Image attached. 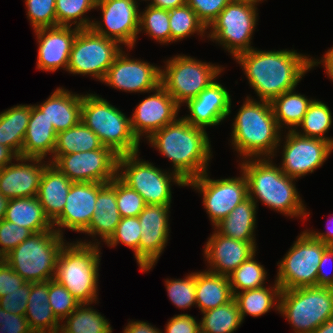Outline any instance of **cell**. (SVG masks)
<instances>
[{
	"mask_svg": "<svg viewBox=\"0 0 333 333\" xmlns=\"http://www.w3.org/2000/svg\"><path fill=\"white\" fill-rule=\"evenodd\" d=\"M234 60L241 66L258 100L270 103L284 92L296 89L312 69V58L297 50L253 48L237 55Z\"/></svg>",
	"mask_w": 333,
	"mask_h": 333,
	"instance_id": "obj_1",
	"label": "cell"
},
{
	"mask_svg": "<svg viewBox=\"0 0 333 333\" xmlns=\"http://www.w3.org/2000/svg\"><path fill=\"white\" fill-rule=\"evenodd\" d=\"M205 129L183 117L155 132L147 142L172 163L173 172L186 183L208 170L212 160L211 141Z\"/></svg>",
	"mask_w": 333,
	"mask_h": 333,
	"instance_id": "obj_2",
	"label": "cell"
},
{
	"mask_svg": "<svg viewBox=\"0 0 333 333\" xmlns=\"http://www.w3.org/2000/svg\"><path fill=\"white\" fill-rule=\"evenodd\" d=\"M272 161V158H261L239 162L238 168L247 179L248 197L257 207L260 201L268 208L290 218L307 219L310 212H307L306 205L296 188L297 179L284 174L280 166Z\"/></svg>",
	"mask_w": 333,
	"mask_h": 333,
	"instance_id": "obj_3",
	"label": "cell"
},
{
	"mask_svg": "<svg viewBox=\"0 0 333 333\" xmlns=\"http://www.w3.org/2000/svg\"><path fill=\"white\" fill-rule=\"evenodd\" d=\"M232 123L231 144L241 158L276 157L282 130L274 117L270 102L247 95ZM243 157V158H242Z\"/></svg>",
	"mask_w": 333,
	"mask_h": 333,
	"instance_id": "obj_4",
	"label": "cell"
},
{
	"mask_svg": "<svg viewBox=\"0 0 333 333\" xmlns=\"http://www.w3.org/2000/svg\"><path fill=\"white\" fill-rule=\"evenodd\" d=\"M101 245L67 242L57 259L55 280L81 304H96Z\"/></svg>",
	"mask_w": 333,
	"mask_h": 333,
	"instance_id": "obj_5",
	"label": "cell"
},
{
	"mask_svg": "<svg viewBox=\"0 0 333 333\" xmlns=\"http://www.w3.org/2000/svg\"><path fill=\"white\" fill-rule=\"evenodd\" d=\"M81 121L118 156L139 152L140 142L130 127V117L97 94H82Z\"/></svg>",
	"mask_w": 333,
	"mask_h": 333,
	"instance_id": "obj_6",
	"label": "cell"
},
{
	"mask_svg": "<svg viewBox=\"0 0 333 333\" xmlns=\"http://www.w3.org/2000/svg\"><path fill=\"white\" fill-rule=\"evenodd\" d=\"M63 238L54 228L32 234L2 259L26 282L52 280L60 251L67 242Z\"/></svg>",
	"mask_w": 333,
	"mask_h": 333,
	"instance_id": "obj_7",
	"label": "cell"
},
{
	"mask_svg": "<svg viewBox=\"0 0 333 333\" xmlns=\"http://www.w3.org/2000/svg\"><path fill=\"white\" fill-rule=\"evenodd\" d=\"M279 314L294 333H312L333 317V292L325 286L281 290Z\"/></svg>",
	"mask_w": 333,
	"mask_h": 333,
	"instance_id": "obj_8",
	"label": "cell"
},
{
	"mask_svg": "<svg viewBox=\"0 0 333 333\" xmlns=\"http://www.w3.org/2000/svg\"><path fill=\"white\" fill-rule=\"evenodd\" d=\"M117 176L137 191L147 205H171L172 183L187 185L177 173L144 161L138 153L119 156Z\"/></svg>",
	"mask_w": 333,
	"mask_h": 333,
	"instance_id": "obj_9",
	"label": "cell"
},
{
	"mask_svg": "<svg viewBox=\"0 0 333 333\" xmlns=\"http://www.w3.org/2000/svg\"><path fill=\"white\" fill-rule=\"evenodd\" d=\"M164 63L160 85L180 107L210 86L224 70L222 65L202 62L185 54L175 55Z\"/></svg>",
	"mask_w": 333,
	"mask_h": 333,
	"instance_id": "obj_10",
	"label": "cell"
},
{
	"mask_svg": "<svg viewBox=\"0 0 333 333\" xmlns=\"http://www.w3.org/2000/svg\"><path fill=\"white\" fill-rule=\"evenodd\" d=\"M258 4L251 1L231 0L207 28V38L223 46L230 56L247 52L258 22Z\"/></svg>",
	"mask_w": 333,
	"mask_h": 333,
	"instance_id": "obj_11",
	"label": "cell"
},
{
	"mask_svg": "<svg viewBox=\"0 0 333 333\" xmlns=\"http://www.w3.org/2000/svg\"><path fill=\"white\" fill-rule=\"evenodd\" d=\"M329 247L302 231L282 260L277 262L276 282L281 290L317 286L318 265Z\"/></svg>",
	"mask_w": 333,
	"mask_h": 333,
	"instance_id": "obj_12",
	"label": "cell"
},
{
	"mask_svg": "<svg viewBox=\"0 0 333 333\" xmlns=\"http://www.w3.org/2000/svg\"><path fill=\"white\" fill-rule=\"evenodd\" d=\"M122 48L117 41L96 34L91 28L80 29L71 48L67 72L89 75L102 82Z\"/></svg>",
	"mask_w": 333,
	"mask_h": 333,
	"instance_id": "obj_13",
	"label": "cell"
},
{
	"mask_svg": "<svg viewBox=\"0 0 333 333\" xmlns=\"http://www.w3.org/2000/svg\"><path fill=\"white\" fill-rule=\"evenodd\" d=\"M239 177L212 179L208 170L187 182L188 187L202 195L203 207L213 227L248 198V183L240 170Z\"/></svg>",
	"mask_w": 333,
	"mask_h": 333,
	"instance_id": "obj_14",
	"label": "cell"
},
{
	"mask_svg": "<svg viewBox=\"0 0 333 333\" xmlns=\"http://www.w3.org/2000/svg\"><path fill=\"white\" fill-rule=\"evenodd\" d=\"M119 156L102 146L86 152L53 154L50 161L72 182L109 183L117 176Z\"/></svg>",
	"mask_w": 333,
	"mask_h": 333,
	"instance_id": "obj_15",
	"label": "cell"
},
{
	"mask_svg": "<svg viewBox=\"0 0 333 333\" xmlns=\"http://www.w3.org/2000/svg\"><path fill=\"white\" fill-rule=\"evenodd\" d=\"M284 134L286 135H281L277 152L282 149V163L279 166L289 177L299 179L314 173L333 152V146L323 139L304 137L295 131H287Z\"/></svg>",
	"mask_w": 333,
	"mask_h": 333,
	"instance_id": "obj_16",
	"label": "cell"
},
{
	"mask_svg": "<svg viewBox=\"0 0 333 333\" xmlns=\"http://www.w3.org/2000/svg\"><path fill=\"white\" fill-rule=\"evenodd\" d=\"M139 4L136 0H96L95 9L102 16L101 21L94 18L91 29L131 50L138 39Z\"/></svg>",
	"mask_w": 333,
	"mask_h": 333,
	"instance_id": "obj_17",
	"label": "cell"
},
{
	"mask_svg": "<svg viewBox=\"0 0 333 333\" xmlns=\"http://www.w3.org/2000/svg\"><path fill=\"white\" fill-rule=\"evenodd\" d=\"M161 67L129 57L123 49L101 83L130 93H152L160 85Z\"/></svg>",
	"mask_w": 333,
	"mask_h": 333,
	"instance_id": "obj_18",
	"label": "cell"
},
{
	"mask_svg": "<svg viewBox=\"0 0 333 333\" xmlns=\"http://www.w3.org/2000/svg\"><path fill=\"white\" fill-rule=\"evenodd\" d=\"M170 208L171 205H146L138 215L142 232L139 242V269L142 272L154 268L170 240Z\"/></svg>",
	"mask_w": 333,
	"mask_h": 333,
	"instance_id": "obj_19",
	"label": "cell"
},
{
	"mask_svg": "<svg viewBox=\"0 0 333 333\" xmlns=\"http://www.w3.org/2000/svg\"><path fill=\"white\" fill-rule=\"evenodd\" d=\"M152 92L140 101L130 116L131 130L139 142L142 137L148 140L179 116L181 107L161 85Z\"/></svg>",
	"mask_w": 333,
	"mask_h": 333,
	"instance_id": "obj_20",
	"label": "cell"
},
{
	"mask_svg": "<svg viewBox=\"0 0 333 333\" xmlns=\"http://www.w3.org/2000/svg\"><path fill=\"white\" fill-rule=\"evenodd\" d=\"M79 30L62 25L34 30L38 44L36 69L45 72L58 69L67 71L71 48Z\"/></svg>",
	"mask_w": 333,
	"mask_h": 333,
	"instance_id": "obj_21",
	"label": "cell"
},
{
	"mask_svg": "<svg viewBox=\"0 0 333 333\" xmlns=\"http://www.w3.org/2000/svg\"><path fill=\"white\" fill-rule=\"evenodd\" d=\"M99 183L72 182L61 215L52 223L53 228L64 236L65 228L82 233L90 224L94 211Z\"/></svg>",
	"mask_w": 333,
	"mask_h": 333,
	"instance_id": "obj_22",
	"label": "cell"
},
{
	"mask_svg": "<svg viewBox=\"0 0 333 333\" xmlns=\"http://www.w3.org/2000/svg\"><path fill=\"white\" fill-rule=\"evenodd\" d=\"M231 103L229 90L215 80L198 96L185 103L189 114L183 118L191 125L206 130L207 127L218 126L228 118L232 110Z\"/></svg>",
	"mask_w": 333,
	"mask_h": 333,
	"instance_id": "obj_23",
	"label": "cell"
},
{
	"mask_svg": "<svg viewBox=\"0 0 333 333\" xmlns=\"http://www.w3.org/2000/svg\"><path fill=\"white\" fill-rule=\"evenodd\" d=\"M15 162L0 170V193L8 199L37 196L42 174L50 161L19 156Z\"/></svg>",
	"mask_w": 333,
	"mask_h": 333,
	"instance_id": "obj_24",
	"label": "cell"
},
{
	"mask_svg": "<svg viewBox=\"0 0 333 333\" xmlns=\"http://www.w3.org/2000/svg\"><path fill=\"white\" fill-rule=\"evenodd\" d=\"M208 238L203 255L210 272L229 276L245 260L257 252L256 242H242L220 234L214 227Z\"/></svg>",
	"mask_w": 333,
	"mask_h": 333,
	"instance_id": "obj_25",
	"label": "cell"
},
{
	"mask_svg": "<svg viewBox=\"0 0 333 333\" xmlns=\"http://www.w3.org/2000/svg\"><path fill=\"white\" fill-rule=\"evenodd\" d=\"M121 216L116 203V177L109 183H99V193L95 203V211L89 226L82 232L88 234L93 241L80 239L77 242L83 244L101 243L94 238H99L106 242L114 233L116 226L120 222ZM97 236V237H96Z\"/></svg>",
	"mask_w": 333,
	"mask_h": 333,
	"instance_id": "obj_26",
	"label": "cell"
},
{
	"mask_svg": "<svg viewBox=\"0 0 333 333\" xmlns=\"http://www.w3.org/2000/svg\"><path fill=\"white\" fill-rule=\"evenodd\" d=\"M35 106L45 114L58 133L81 121L82 94L57 87L43 103Z\"/></svg>",
	"mask_w": 333,
	"mask_h": 333,
	"instance_id": "obj_27",
	"label": "cell"
},
{
	"mask_svg": "<svg viewBox=\"0 0 333 333\" xmlns=\"http://www.w3.org/2000/svg\"><path fill=\"white\" fill-rule=\"evenodd\" d=\"M57 132L54 126L35 105H31V114L20 157L47 159L53 158Z\"/></svg>",
	"mask_w": 333,
	"mask_h": 333,
	"instance_id": "obj_28",
	"label": "cell"
},
{
	"mask_svg": "<svg viewBox=\"0 0 333 333\" xmlns=\"http://www.w3.org/2000/svg\"><path fill=\"white\" fill-rule=\"evenodd\" d=\"M72 181L51 162L42 174L37 198L53 223L62 213Z\"/></svg>",
	"mask_w": 333,
	"mask_h": 333,
	"instance_id": "obj_29",
	"label": "cell"
},
{
	"mask_svg": "<svg viewBox=\"0 0 333 333\" xmlns=\"http://www.w3.org/2000/svg\"><path fill=\"white\" fill-rule=\"evenodd\" d=\"M25 317L33 333H57L61 321L48 301V281L31 283Z\"/></svg>",
	"mask_w": 333,
	"mask_h": 333,
	"instance_id": "obj_30",
	"label": "cell"
},
{
	"mask_svg": "<svg viewBox=\"0 0 333 333\" xmlns=\"http://www.w3.org/2000/svg\"><path fill=\"white\" fill-rule=\"evenodd\" d=\"M196 306L201 313L230 302L234 295L229 277L208 270L195 272Z\"/></svg>",
	"mask_w": 333,
	"mask_h": 333,
	"instance_id": "obj_31",
	"label": "cell"
},
{
	"mask_svg": "<svg viewBox=\"0 0 333 333\" xmlns=\"http://www.w3.org/2000/svg\"><path fill=\"white\" fill-rule=\"evenodd\" d=\"M257 205L251 198L238 204L214 228L222 235L242 242H256Z\"/></svg>",
	"mask_w": 333,
	"mask_h": 333,
	"instance_id": "obj_32",
	"label": "cell"
},
{
	"mask_svg": "<svg viewBox=\"0 0 333 333\" xmlns=\"http://www.w3.org/2000/svg\"><path fill=\"white\" fill-rule=\"evenodd\" d=\"M4 220L27 228L33 234L53 229L37 196L9 199Z\"/></svg>",
	"mask_w": 333,
	"mask_h": 333,
	"instance_id": "obj_33",
	"label": "cell"
},
{
	"mask_svg": "<svg viewBox=\"0 0 333 333\" xmlns=\"http://www.w3.org/2000/svg\"><path fill=\"white\" fill-rule=\"evenodd\" d=\"M31 114V104H19L0 112V144L20 156Z\"/></svg>",
	"mask_w": 333,
	"mask_h": 333,
	"instance_id": "obj_34",
	"label": "cell"
},
{
	"mask_svg": "<svg viewBox=\"0 0 333 333\" xmlns=\"http://www.w3.org/2000/svg\"><path fill=\"white\" fill-rule=\"evenodd\" d=\"M281 287L274 281L273 285L259 287L251 290H245L234 294V300L242 320L246 315L252 317H261L272 308L279 313Z\"/></svg>",
	"mask_w": 333,
	"mask_h": 333,
	"instance_id": "obj_35",
	"label": "cell"
},
{
	"mask_svg": "<svg viewBox=\"0 0 333 333\" xmlns=\"http://www.w3.org/2000/svg\"><path fill=\"white\" fill-rule=\"evenodd\" d=\"M295 90L284 92L271 102L274 117L282 131L283 128L294 131L302 122L308 106L313 100L304 94H298Z\"/></svg>",
	"mask_w": 333,
	"mask_h": 333,
	"instance_id": "obj_36",
	"label": "cell"
},
{
	"mask_svg": "<svg viewBox=\"0 0 333 333\" xmlns=\"http://www.w3.org/2000/svg\"><path fill=\"white\" fill-rule=\"evenodd\" d=\"M110 322L91 304H80L61 322L57 333H112Z\"/></svg>",
	"mask_w": 333,
	"mask_h": 333,
	"instance_id": "obj_37",
	"label": "cell"
},
{
	"mask_svg": "<svg viewBox=\"0 0 333 333\" xmlns=\"http://www.w3.org/2000/svg\"><path fill=\"white\" fill-rule=\"evenodd\" d=\"M102 146L98 136L80 121L77 125L57 133L53 154L86 152Z\"/></svg>",
	"mask_w": 333,
	"mask_h": 333,
	"instance_id": "obj_38",
	"label": "cell"
},
{
	"mask_svg": "<svg viewBox=\"0 0 333 333\" xmlns=\"http://www.w3.org/2000/svg\"><path fill=\"white\" fill-rule=\"evenodd\" d=\"M332 113L330 108L322 101L313 99L309 104L302 122L294 130L304 137L319 138L328 141L333 146V138L328 137L329 129L332 127ZM298 128H301L298 131Z\"/></svg>",
	"mask_w": 333,
	"mask_h": 333,
	"instance_id": "obj_39",
	"label": "cell"
},
{
	"mask_svg": "<svg viewBox=\"0 0 333 333\" xmlns=\"http://www.w3.org/2000/svg\"><path fill=\"white\" fill-rule=\"evenodd\" d=\"M202 314L203 317L199 320L201 333H234L243 323L234 298Z\"/></svg>",
	"mask_w": 333,
	"mask_h": 333,
	"instance_id": "obj_40",
	"label": "cell"
},
{
	"mask_svg": "<svg viewBox=\"0 0 333 333\" xmlns=\"http://www.w3.org/2000/svg\"><path fill=\"white\" fill-rule=\"evenodd\" d=\"M143 10L140 11L138 34L144 32L161 45L171 44L169 10L157 8L150 4Z\"/></svg>",
	"mask_w": 333,
	"mask_h": 333,
	"instance_id": "obj_41",
	"label": "cell"
},
{
	"mask_svg": "<svg viewBox=\"0 0 333 333\" xmlns=\"http://www.w3.org/2000/svg\"><path fill=\"white\" fill-rule=\"evenodd\" d=\"M171 43L178 42L191 35L207 36V28L197 18L196 13L187 5L169 10Z\"/></svg>",
	"mask_w": 333,
	"mask_h": 333,
	"instance_id": "obj_42",
	"label": "cell"
},
{
	"mask_svg": "<svg viewBox=\"0 0 333 333\" xmlns=\"http://www.w3.org/2000/svg\"><path fill=\"white\" fill-rule=\"evenodd\" d=\"M95 4L96 0H56V26L90 29L94 20L86 13L95 9Z\"/></svg>",
	"mask_w": 333,
	"mask_h": 333,
	"instance_id": "obj_43",
	"label": "cell"
},
{
	"mask_svg": "<svg viewBox=\"0 0 333 333\" xmlns=\"http://www.w3.org/2000/svg\"><path fill=\"white\" fill-rule=\"evenodd\" d=\"M255 256L256 252L228 276L233 295L266 286L267 272Z\"/></svg>",
	"mask_w": 333,
	"mask_h": 333,
	"instance_id": "obj_44",
	"label": "cell"
},
{
	"mask_svg": "<svg viewBox=\"0 0 333 333\" xmlns=\"http://www.w3.org/2000/svg\"><path fill=\"white\" fill-rule=\"evenodd\" d=\"M141 226L138 217H122L114 233L105 242L108 247L123 244L134 252L139 267V242L141 239Z\"/></svg>",
	"mask_w": 333,
	"mask_h": 333,
	"instance_id": "obj_45",
	"label": "cell"
},
{
	"mask_svg": "<svg viewBox=\"0 0 333 333\" xmlns=\"http://www.w3.org/2000/svg\"><path fill=\"white\" fill-rule=\"evenodd\" d=\"M165 288L169 300L178 309L196 307L195 272L189 273L183 279H165Z\"/></svg>",
	"mask_w": 333,
	"mask_h": 333,
	"instance_id": "obj_46",
	"label": "cell"
},
{
	"mask_svg": "<svg viewBox=\"0 0 333 333\" xmlns=\"http://www.w3.org/2000/svg\"><path fill=\"white\" fill-rule=\"evenodd\" d=\"M48 301L54 315L62 322L81 303L55 279L48 281Z\"/></svg>",
	"mask_w": 333,
	"mask_h": 333,
	"instance_id": "obj_47",
	"label": "cell"
},
{
	"mask_svg": "<svg viewBox=\"0 0 333 333\" xmlns=\"http://www.w3.org/2000/svg\"><path fill=\"white\" fill-rule=\"evenodd\" d=\"M33 30L56 26V0H24Z\"/></svg>",
	"mask_w": 333,
	"mask_h": 333,
	"instance_id": "obj_48",
	"label": "cell"
},
{
	"mask_svg": "<svg viewBox=\"0 0 333 333\" xmlns=\"http://www.w3.org/2000/svg\"><path fill=\"white\" fill-rule=\"evenodd\" d=\"M116 203L122 217H138L146 207L141 195L116 176Z\"/></svg>",
	"mask_w": 333,
	"mask_h": 333,
	"instance_id": "obj_49",
	"label": "cell"
},
{
	"mask_svg": "<svg viewBox=\"0 0 333 333\" xmlns=\"http://www.w3.org/2000/svg\"><path fill=\"white\" fill-rule=\"evenodd\" d=\"M33 233L16 223L6 220L0 221V258L29 238Z\"/></svg>",
	"mask_w": 333,
	"mask_h": 333,
	"instance_id": "obj_50",
	"label": "cell"
},
{
	"mask_svg": "<svg viewBox=\"0 0 333 333\" xmlns=\"http://www.w3.org/2000/svg\"><path fill=\"white\" fill-rule=\"evenodd\" d=\"M231 0H186L197 18L208 28Z\"/></svg>",
	"mask_w": 333,
	"mask_h": 333,
	"instance_id": "obj_51",
	"label": "cell"
},
{
	"mask_svg": "<svg viewBox=\"0 0 333 333\" xmlns=\"http://www.w3.org/2000/svg\"><path fill=\"white\" fill-rule=\"evenodd\" d=\"M30 288L31 282H26L19 289L7 292L0 297V307L6 312L25 316Z\"/></svg>",
	"mask_w": 333,
	"mask_h": 333,
	"instance_id": "obj_52",
	"label": "cell"
},
{
	"mask_svg": "<svg viewBox=\"0 0 333 333\" xmlns=\"http://www.w3.org/2000/svg\"><path fill=\"white\" fill-rule=\"evenodd\" d=\"M164 331L162 333H199L200 321L187 313L178 314L167 322Z\"/></svg>",
	"mask_w": 333,
	"mask_h": 333,
	"instance_id": "obj_53",
	"label": "cell"
},
{
	"mask_svg": "<svg viewBox=\"0 0 333 333\" xmlns=\"http://www.w3.org/2000/svg\"><path fill=\"white\" fill-rule=\"evenodd\" d=\"M26 281L0 258V297L19 289Z\"/></svg>",
	"mask_w": 333,
	"mask_h": 333,
	"instance_id": "obj_54",
	"label": "cell"
},
{
	"mask_svg": "<svg viewBox=\"0 0 333 333\" xmlns=\"http://www.w3.org/2000/svg\"><path fill=\"white\" fill-rule=\"evenodd\" d=\"M0 333H33L23 315L6 312L0 307Z\"/></svg>",
	"mask_w": 333,
	"mask_h": 333,
	"instance_id": "obj_55",
	"label": "cell"
},
{
	"mask_svg": "<svg viewBox=\"0 0 333 333\" xmlns=\"http://www.w3.org/2000/svg\"><path fill=\"white\" fill-rule=\"evenodd\" d=\"M331 262L333 263V246H329L322 255L321 261L318 265L317 286L328 287L333 281V270L331 271L332 273H327L328 271H326V265Z\"/></svg>",
	"mask_w": 333,
	"mask_h": 333,
	"instance_id": "obj_56",
	"label": "cell"
},
{
	"mask_svg": "<svg viewBox=\"0 0 333 333\" xmlns=\"http://www.w3.org/2000/svg\"><path fill=\"white\" fill-rule=\"evenodd\" d=\"M122 333H162V331L150 323L130 320Z\"/></svg>",
	"mask_w": 333,
	"mask_h": 333,
	"instance_id": "obj_57",
	"label": "cell"
},
{
	"mask_svg": "<svg viewBox=\"0 0 333 333\" xmlns=\"http://www.w3.org/2000/svg\"><path fill=\"white\" fill-rule=\"evenodd\" d=\"M311 58L312 69L313 67L318 66L322 63L323 68L325 69V73L330 78V80L333 81V47L326 51L325 55L321 57L322 59L318 60L313 57Z\"/></svg>",
	"mask_w": 333,
	"mask_h": 333,
	"instance_id": "obj_58",
	"label": "cell"
},
{
	"mask_svg": "<svg viewBox=\"0 0 333 333\" xmlns=\"http://www.w3.org/2000/svg\"><path fill=\"white\" fill-rule=\"evenodd\" d=\"M327 231L321 233L319 231L314 230H306L313 238L320 240L322 243L333 246V216L326 224Z\"/></svg>",
	"mask_w": 333,
	"mask_h": 333,
	"instance_id": "obj_59",
	"label": "cell"
},
{
	"mask_svg": "<svg viewBox=\"0 0 333 333\" xmlns=\"http://www.w3.org/2000/svg\"><path fill=\"white\" fill-rule=\"evenodd\" d=\"M149 4L164 10H172L173 8L185 5L186 0H152Z\"/></svg>",
	"mask_w": 333,
	"mask_h": 333,
	"instance_id": "obj_60",
	"label": "cell"
},
{
	"mask_svg": "<svg viewBox=\"0 0 333 333\" xmlns=\"http://www.w3.org/2000/svg\"><path fill=\"white\" fill-rule=\"evenodd\" d=\"M16 158L17 156L8 147L0 144V170L15 161Z\"/></svg>",
	"mask_w": 333,
	"mask_h": 333,
	"instance_id": "obj_61",
	"label": "cell"
},
{
	"mask_svg": "<svg viewBox=\"0 0 333 333\" xmlns=\"http://www.w3.org/2000/svg\"><path fill=\"white\" fill-rule=\"evenodd\" d=\"M312 333H333V317L325 321Z\"/></svg>",
	"mask_w": 333,
	"mask_h": 333,
	"instance_id": "obj_62",
	"label": "cell"
},
{
	"mask_svg": "<svg viewBox=\"0 0 333 333\" xmlns=\"http://www.w3.org/2000/svg\"><path fill=\"white\" fill-rule=\"evenodd\" d=\"M9 199L0 193V221L4 219Z\"/></svg>",
	"mask_w": 333,
	"mask_h": 333,
	"instance_id": "obj_63",
	"label": "cell"
},
{
	"mask_svg": "<svg viewBox=\"0 0 333 333\" xmlns=\"http://www.w3.org/2000/svg\"><path fill=\"white\" fill-rule=\"evenodd\" d=\"M244 1H251V2H254V3L259 4V3L262 2L263 0H244Z\"/></svg>",
	"mask_w": 333,
	"mask_h": 333,
	"instance_id": "obj_64",
	"label": "cell"
},
{
	"mask_svg": "<svg viewBox=\"0 0 333 333\" xmlns=\"http://www.w3.org/2000/svg\"><path fill=\"white\" fill-rule=\"evenodd\" d=\"M328 288L333 292V281L330 283V285L328 286Z\"/></svg>",
	"mask_w": 333,
	"mask_h": 333,
	"instance_id": "obj_65",
	"label": "cell"
},
{
	"mask_svg": "<svg viewBox=\"0 0 333 333\" xmlns=\"http://www.w3.org/2000/svg\"><path fill=\"white\" fill-rule=\"evenodd\" d=\"M137 2L140 1V0H136ZM141 1H148L147 3L149 4V1L151 2L152 0H141Z\"/></svg>",
	"mask_w": 333,
	"mask_h": 333,
	"instance_id": "obj_66",
	"label": "cell"
}]
</instances>
